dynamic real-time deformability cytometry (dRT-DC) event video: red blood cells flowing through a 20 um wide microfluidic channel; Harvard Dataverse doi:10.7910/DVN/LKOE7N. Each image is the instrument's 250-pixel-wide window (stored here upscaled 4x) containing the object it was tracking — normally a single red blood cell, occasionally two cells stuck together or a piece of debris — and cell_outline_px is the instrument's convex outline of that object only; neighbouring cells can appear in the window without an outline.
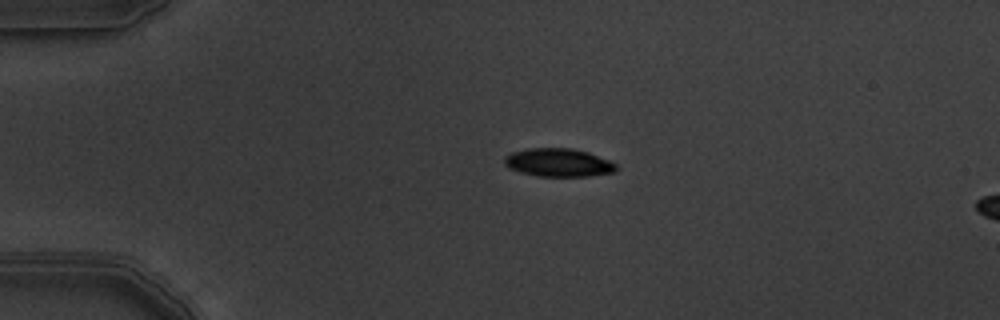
{"species": "common noctule bat (a hibernating species)", "species_latin": "Nyctalus noctula", "temperature_condition": "warm", "stored_images_in_passage": 5, "camera_frame_rate_fps": 3000, "um_per_image_px": 0.085, "animal": {"sex": "male", "body_mass_g": 19.5, "forearm_length_mm": 54.6}, "frame": {"image": 1, "passage_image": 3, "time_ms": 0.667, "image_size_px": [1000, 320], "cell_outline_px": [[616, 172], [588, 176], [536, 176], [520, 172], [508, 168], [504, 164], [504, 156], [512, 152], [528, 148], [572, 148], [588, 152], [608, 160], [616, 164]], "centroid_in_image_um": [47.43, 13.82], "position_along_channel_um": 37.6, "area_um2": 18.44}}